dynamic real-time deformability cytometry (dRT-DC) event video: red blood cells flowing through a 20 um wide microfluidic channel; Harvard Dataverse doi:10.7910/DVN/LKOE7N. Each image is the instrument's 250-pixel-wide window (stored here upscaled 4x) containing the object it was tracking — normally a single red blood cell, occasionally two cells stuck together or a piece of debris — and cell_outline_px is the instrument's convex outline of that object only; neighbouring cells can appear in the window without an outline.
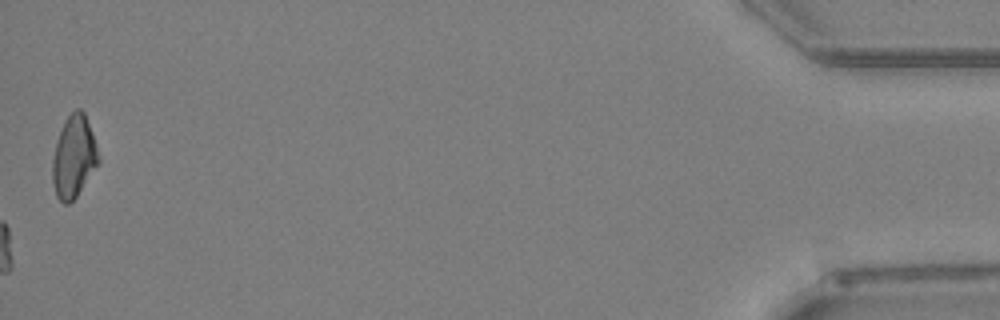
{"species": "Egyptian fruit bat (a non-hibernating species)", "species_latin": "Rousettus aegyptiacus", "temperature_condition": "warm", "stored_images_in_passage": 42, "camera_frame_rate_fps": 3000, "um_per_image_px": 0.085, "animal": {"sex": "female"}, "frame": {"image": 1, "passage_image": 42, "time_ms": 13.667, "image_size_px": [1000, 320], "cell_outline_px": [[100, 164], [76, 196], [68, 204], [64, 204], [56, 196], [52, 180], [52, 160], [56, 144], [64, 120], [76, 108], [80, 108], [84, 112], [92, 132], [100, 156]], "centroid_in_image_um": [6.29, 13.33], "position_along_channel_um": 428.9, "area_um2": 22.08}}